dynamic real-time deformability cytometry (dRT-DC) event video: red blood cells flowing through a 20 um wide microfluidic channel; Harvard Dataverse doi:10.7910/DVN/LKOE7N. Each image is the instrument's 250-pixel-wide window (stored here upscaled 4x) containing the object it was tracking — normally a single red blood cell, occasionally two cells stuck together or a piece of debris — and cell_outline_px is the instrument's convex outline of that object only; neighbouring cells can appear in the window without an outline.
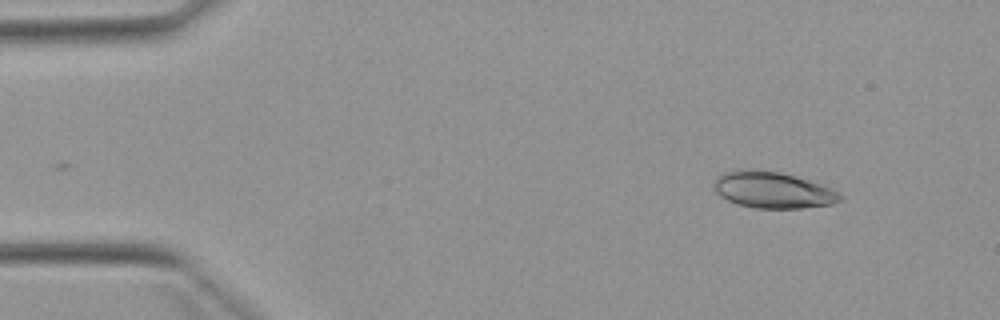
{"species": "Egyptian fruit bat (a non-hibernating species)", "species_latin": "Rousettus aegyptiacus", "temperature_condition": "warm", "stored_images_in_passage": 39, "camera_frame_rate_fps": 3000, "um_per_image_px": 0.085, "animal": {"sex": "female"}, "frame": {"image": 1, "passage_image": 3, "time_ms": 0.667, "image_size_px": [1000, 320], "cell_outline_px": [[844, 196], [840, 200], [832, 204], [804, 208], [756, 208], [736, 204], [720, 196], [716, 192], [712, 184], [716, 176], [724, 172], [744, 168], [780, 172], [820, 184]], "centroid_in_image_um": [65.62, 16.15], "position_along_channel_um": 19.4, "area_um2": 26.7}}
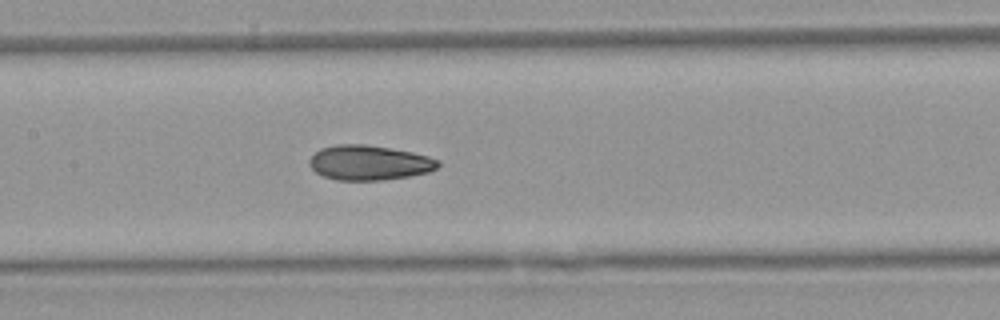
{"frame": {"image": 2, "passage_image": 22, "time_ms": 7.0, "image_size_px": [1000, 320], "cell_outline_px": [[440, 164], [436, 168], [428, 172], [408, 176], [384, 180], [336, 180], [324, 176], [316, 172], [308, 164], [308, 160], [320, 148], [336, 144], [364, 144], [412, 152], [428, 156], [440, 160]], "centroid_in_image_um": [31.36, 13.83], "position_along_channel_um": 176.0, "area_um2": 26.07}}
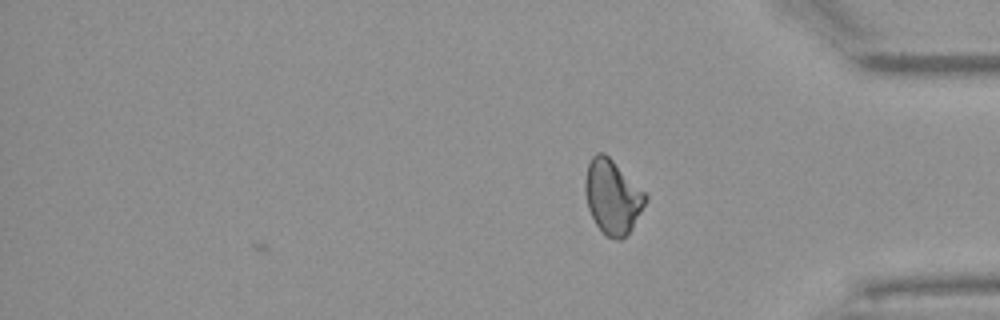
{"frame": {"image": 3, "passage_image": 39, "time_ms": 12.667, "image_size_px": [1000, 320], "cell_outline_px": [[648, 200], [632, 228], [620, 240], [616, 240], [608, 236], [596, 224], [588, 208], [584, 192], [584, 180], [588, 164], [592, 156], [596, 152], [604, 152], [648, 196]], "centroid_in_image_um": [52.04, 16.71], "position_along_channel_um": 383.2, "area_um2": 25.78}, "authors_computed_cell_mechanics": {"area_um2": 25.8366, "velocity_mm_per_s": 3.9007, "shape_relaxation_time_tau1_ms": 10.4605, "shape_relaxation_time_tau2_ms": 2.5629, "deformation_change_tau1": 0.2117, "deformation_change_tau2": 0.0872}}